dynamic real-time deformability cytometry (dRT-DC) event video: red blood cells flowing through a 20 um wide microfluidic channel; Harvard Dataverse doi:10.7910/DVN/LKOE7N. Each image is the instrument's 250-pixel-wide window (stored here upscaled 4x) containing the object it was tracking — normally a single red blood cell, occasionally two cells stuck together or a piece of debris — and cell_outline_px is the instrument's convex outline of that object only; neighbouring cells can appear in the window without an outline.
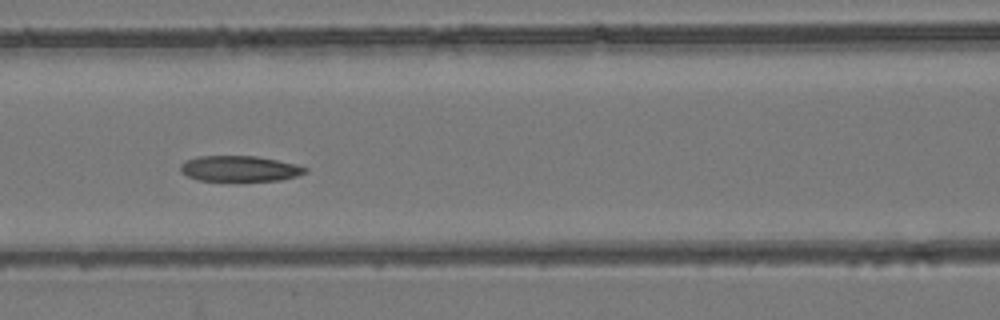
{"species": "common noctule bat (a hibernating species)", "species_latin": "Nyctalus noctula", "temperature_condition": "room temperature", "stored_images_in_passage": 9, "camera_frame_rate_fps": 3000, "um_per_image_px": 0.085, "animal": {"sex": "female", "body_mass_g": 24.6, "forearm_length_mm": 56.2}, "frame": {"image": 1, "passage_image": 7, "time_ms": 2.0, "image_size_px": [1000, 320], "cell_outline_px": [[308, 172], [296, 176], [280, 180], [200, 180], [188, 176], [180, 172], [180, 164], [184, 160], [196, 156], [256, 156], [296, 164], [308, 168]], "centroid_in_image_um": [20.35, 14.32], "position_along_channel_um": 146.3, "area_um2": 18.55}}
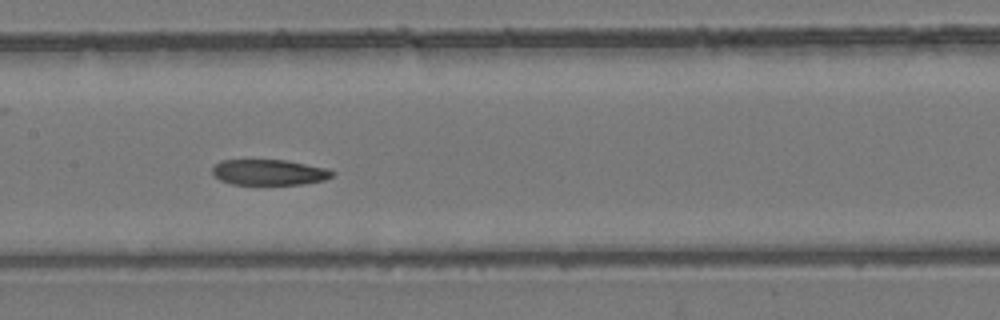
{"frame": {"image": 2, "passage_image": 8, "time_ms": 2.333, "image_size_px": [1000, 320], "cell_outline_px": [[336, 172], [332, 176], [324, 180], [304, 184], [232, 184], [220, 180], [212, 172], [212, 168], [220, 160], [284, 160], [328, 168]], "centroid_in_image_um": [22.9, 14.64], "position_along_channel_um": 184.5, "area_um2": 17.86}}
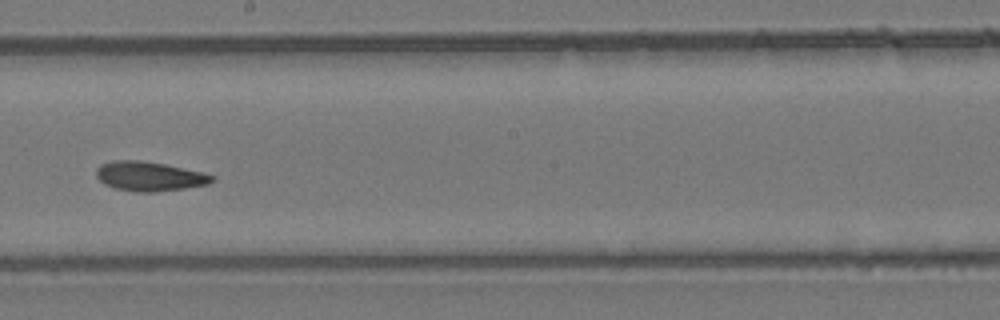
{"frame": {"image": 3, "passage_image": 9, "time_ms": 2.667, "image_size_px": [1000, 320], "cell_outline_px": [[216, 180], [208, 184], [184, 188], [152, 192], [136, 192], [116, 188], [104, 184], [96, 176], [96, 168], [100, 164], [112, 160], [140, 160], [164, 164], [204, 172], [216, 176]], "centroid_in_image_um": [12.71, 14.97], "position_along_channel_um": 235.5, "area_um2": 19.94}}